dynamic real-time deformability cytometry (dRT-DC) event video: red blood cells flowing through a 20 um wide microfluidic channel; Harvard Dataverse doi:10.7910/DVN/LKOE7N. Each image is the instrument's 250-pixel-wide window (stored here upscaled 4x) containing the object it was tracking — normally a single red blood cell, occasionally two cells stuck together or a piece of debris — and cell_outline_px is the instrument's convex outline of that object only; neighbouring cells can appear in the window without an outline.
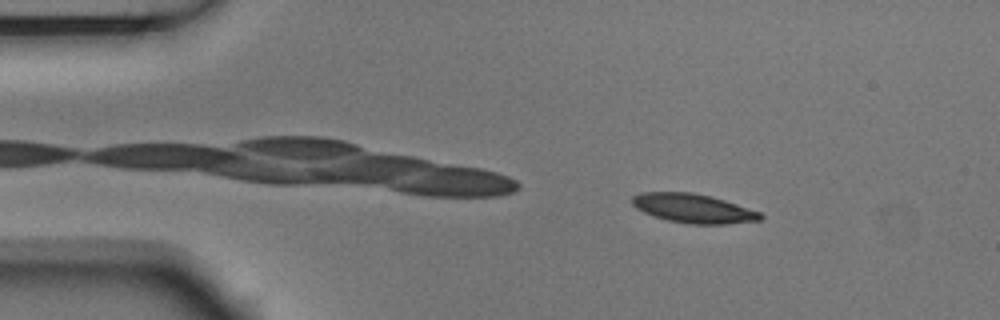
{"species": "Egyptian fruit bat (a non-hibernating species)", "species_latin": "Rousettus aegyptiacus", "temperature_condition": "room temperature", "stored_images_in_passage": 3, "camera_frame_rate_fps": 3000, "um_per_image_px": 0.085, "animal": {"sex": "male"}, "frame": {"image": 1, "passage_image": 1, "time_ms": 0.0, "image_size_px": [1000, 320], "cell_outline_px": [[764, 216], [760, 220], [728, 224], [688, 224], [668, 220], [644, 212], [636, 208], [632, 204], [632, 196], [640, 192], [692, 192], [712, 196], [760, 212]], "centroid_in_image_um": [58.93, 17.71], "position_along_channel_um": 26.1, "area_um2": 21.68}}